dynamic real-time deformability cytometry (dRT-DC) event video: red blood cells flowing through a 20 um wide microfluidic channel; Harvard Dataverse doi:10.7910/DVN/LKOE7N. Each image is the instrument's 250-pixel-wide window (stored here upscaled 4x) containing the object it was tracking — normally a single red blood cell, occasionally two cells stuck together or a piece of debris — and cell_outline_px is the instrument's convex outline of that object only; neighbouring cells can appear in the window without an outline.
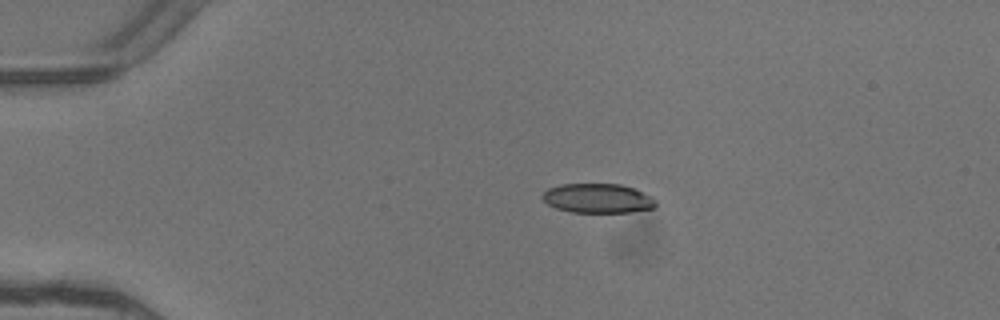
{"species": "common noctule bat (a hibernating species)", "species_latin": "Nyctalus noctula", "temperature_condition": "warm", "stored_images_in_passage": 3, "camera_frame_rate_fps": 3000, "um_per_image_px": 0.085, "animal": {"sex": "female"}, "frame": {"image": 1, "passage_image": 1, "time_ms": 0.0, "image_size_px": [1000, 320], "cell_outline_px": [[656, 208], [632, 212], [572, 212], [556, 208], [548, 204], [540, 196], [548, 188], [560, 184], [620, 184], [632, 188], [652, 196], [656, 200]], "centroid_in_image_um": [50.82, 16.86], "position_along_channel_um": 34.2, "area_um2": 19.48}}
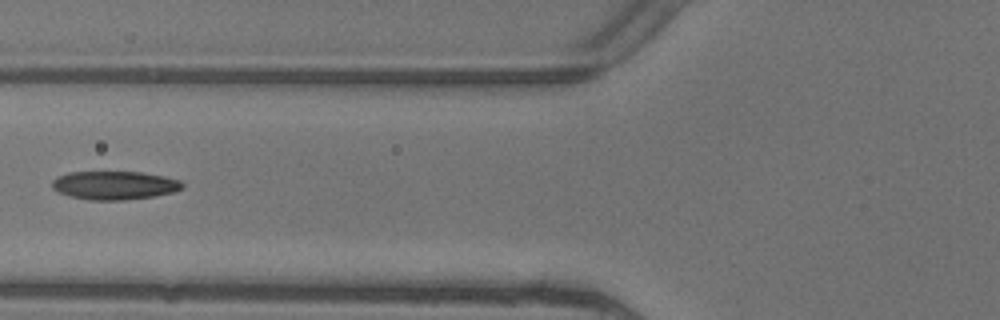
{"frame": {"image": 2, "passage_image": 3, "time_ms": 0.667, "image_size_px": [1000, 320], "cell_outline_px": [[184, 188], [172, 192], [156, 196], [124, 200], [88, 200], [68, 196], [52, 188], [52, 180], [56, 176], [68, 172], [140, 172], [164, 176], [180, 180], [184, 184]], "centroid_in_image_um": [9.72, 15.75], "position_along_channel_um": 116.1, "area_um2": 21.79}}